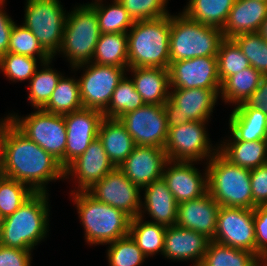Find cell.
Listing matches in <instances>:
<instances>
[{
  "label": "cell",
  "instance_id": "52a82bcc",
  "mask_svg": "<svg viewBox=\"0 0 267 266\" xmlns=\"http://www.w3.org/2000/svg\"><path fill=\"white\" fill-rule=\"evenodd\" d=\"M100 35L94 7L90 3L78 6L67 14L58 52H63L72 68L90 63Z\"/></svg>",
  "mask_w": 267,
  "mask_h": 266
},
{
  "label": "cell",
  "instance_id": "ab89813d",
  "mask_svg": "<svg viewBox=\"0 0 267 266\" xmlns=\"http://www.w3.org/2000/svg\"><path fill=\"white\" fill-rule=\"evenodd\" d=\"M250 65L267 76V40L259 33L240 34L233 38Z\"/></svg>",
  "mask_w": 267,
  "mask_h": 266
},
{
  "label": "cell",
  "instance_id": "9c48e42d",
  "mask_svg": "<svg viewBox=\"0 0 267 266\" xmlns=\"http://www.w3.org/2000/svg\"><path fill=\"white\" fill-rule=\"evenodd\" d=\"M59 0H27L23 25L53 58L59 51L64 33L66 13Z\"/></svg>",
  "mask_w": 267,
  "mask_h": 266
},
{
  "label": "cell",
  "instance_id": "db71d44e",
  "mask_svg": "<svg viewBox=\"0 0 267 266\" xmlns=\"http://www.w3.org/2000/svg\"><path fill=\"white\" fill-rule=\"evenodd\" d=\"M261 262H260L259 266H267V258L261 260Z\"/></svg>",
  "mask_w": 267,
  "mask_h": 266
},
{
  "label": "cell",
  "instance_id": "9a60e30c",
  "mask_svg": "<svg viewBox=\"0 0 267 266\" xmlns=\"http://www.w3.org/2000/svg\"><path fill=\"white\" fill-rule=\"evenodd\" d=\"M141 189L115 168L87 192L96 200L126 213L131 219L145 213L141 209Z\"/></svg>",
  "mask_w": 267,
  "mask_h": 266
},
{
  "label": "cell",
  "instance_id": "816d5d0a",
  "mask_svg": "<svg viewBox=\"0 0 267 266\" xmlns=\"http://www.w3.org/2000/svg\"><path fill=\"white\" fill-rule=\"evenodd\" d=\"M259 33L267 40V17L262 22Z\"/></svg>",
  "mask_w": 267,
  "mask_h": 266
},
{
  "label": "cell",
  "instance_id": "7a4b0ae2",
  "mask_svg": "<svg viewBox=\"0 0 267 266\" xmlns=\"http://www.w3.org/2000/svg\"><path fill=\"white\" fill-rule=\"evenodd\" d=\"M171 15L134 21L127 32L129 68H165L170 65Z\"/></svg>",
  "mask_w": 267,
  "mask_h": 266
},
{
  "label": "cell",
  "instance_id": "44dd1931",
  "mask_svg": "<svg viewBox=\"0 0 267 266\" xmlns=\"http://www.w3.org/2000/svg\"><path fill=\"white\" fill-rule=\"evenodd\" d=\"M211 239L206 235L177 225L168 226L164 237L162 255L172 260H194L199 266L208 249Z\"/></svg>",
  "mask_w": 267,
  "mask_h": 266
},
{
  "label": "cell",
  "instance_id": "5b68a950",
  "mask_svg": "<svg viewBox=\"0 0 267 266\" xmlns=\"http://www.w3.org/2000/svg\"><path fill=\"white\" fill-rule=\"evenodd\" d=\"M206 168L208 192L219 206L253 209L249 169L231 163L219 151Z\"/></svg>",
  "mask_w": 267,
  "mask_h": 266
},
{
  "label": "cell",
  "instance_id": "3957f363",
  "mask_svg": "<svg viewBox=\"0 0 267 266\" xmlns=\"http://www.w3.org/2000/svg\"><path fill=\"white\" fill-rule=\"evenodd\" d=\"M47 194L34 193L13 214L4 218L0 245L32 251L46 237L50 212Z\"/></svg>",
  "mask_w": 267,
  "mask_h": 266
},
{
  "label": "cell",
  "instance_id": "c3c4849f",
  "mask_svg": "<svg viewBox=\"0 0 267 266\" xmlns=\"http://www.w3.org/2000/svg\"><path fill=\"white\" fill-rule=\"evenodd\" d=\"M236 107H251L267 112V76H264L261 79L258 88L246 99V101Z\"/></svg>",
  "mask_w": 267,
  "mask_h": 266
},
{
  "label": "cell",
  "instance_id": "4316f807",
  "mask_svg": "<svg viewBox=\"0 0 267 266\" xmlns=\"http://www.w3.org/2000/svg\"><path fill=\"white\" fill-rule=\"evenodd\" d=\"M229 129L239 141L267 140V112L251 107H235Z\"/></svg>",
  "mask_w": 267,
  "mask_h": 266
},
{
  "label": "cell",
  "instance_id": "277c9868",
  "mask_svg": "<svg viewBox=\"0 0 267 266\" xmlns=\"http://www.w3.org/2000/svg\"><path fill=\"white\" fill-rule=\"evenodd\" d=\"M71 192L87 243L107 245L129 235L131 218L126 213L96 200L87 191Z\"/></svg>",
  "mask_w": 267,
  "mask_h": 266
},
{
  "label": "cell",
  "instance_id": "5bb4252c",
  "mask_svg": "<svg viewBox=\"0 0 267 266\" xmlns=\"http://www.w3.org/2000/svg\"><path fill=\"white\" fill-rule=\"evenodd\" d=\"M119 120L137 146L164 148L169 129L163 105L145 104Z\"/></svg>",
  "mask_w": 267,
  "mask_h": 266
},
{
  "label": "cell",
  "instance_id": "30bf717a",
  "mask_svg": "<svg viewBox=\"0 0 267 266\" xmlns=\"http://www.w3.org/2000/svg\"><path fill=\"white\" fill-rule=\"evenodd\" d=\"M205 124L206 121H188L178 127L168 128L164 146L168 160L197 162L207 157L208 162L218 152V147L212 148Z\"/></svg>",
  "mask_w": 267,
  "mask_h": 266
},
{
  "label": "cell",
  "instance_id": "b9f144b4",
  "mask_svg": "<svg viewBox=\"0 0 267 266\" xmlns=\"http://www.w3.org/2000/svg\"><path fill=\"white\" fill-rule=\"evenodd\" d=\"M109 245L107 250L109 266H139L146 258L130 235L117 239Z\"/></svg>",
  "mask_w": 267,
  "mask_h": 266
},
{
  "label": "cell",
  "instance_id": "cb8c5ba5",
  "mask_svg": "<svg viewBox=\"0 0 267 266\" xmlns=\"http://www.w3.org/2000/svg\"><path fill=\"white\" fill-rule=\"evenodd\" d=\"M142 190L145 191V201L141 202V208H144V211H147V214L154 219L150 222L166 227L175 225L178 203L163 178L154 181Z\"/></svg>",
  "mask_w": 267,
  "mask_h": 266
},
{
  "label": "cell",
  "instance_id": "d4e9b609",
  "mask_svg": "<svg viewBox=\"0 0 267 266\" xmlns=\"http://www.w3.org/2000/svg\"><path fill=\"white\" fill-rule=\"evenodd\" d=\"M131 79L145 104L163 105L169 98V70L165 68L133 67Z\"/></svg>",
  "mask_w": 267,
  "mask_h": 266
},
{
  "label": "cell",
  "instance_id": "11a10c76",
  "mask_svg": "<svg viewBox=\"0 0 267 266\" xmlns=\"http://www.w3.org/2000/svg\"><path fill=\"white\" fill-rule=\"evenodd\" d=\"M255 1H259V2H265V3H267V0H255Z\"/></svg>",
  "mask_w": 267,
  "mask_h": 266
},
{
  "label": "cell",
  "instance_id": "ba28073f",
  "mask_svg": "<svg viewBox=\"0 0 267 266\" xmlns=\"http://www.w3.org/2000/svg\"><path fill=\"white\" fill-rule=\"evenodd\" d=\"M11 122L28 138L57 159L65 169L67 132L64 115L36 110L25 118L10 115Z\"/></svg>",
  "mask_w": 267,
  "mask_h": 266
},
{
  "label": "cell",
  "instance_id": "681fc988",
  "mask_svg": "<svg viewBox=\"0 0 267 266\" xmlns=\"http://www.w3.org/2000/svg\"><path fill=\"white\" fill-rule=\"evenodd\" d=\"M5 0H0V57L8 52L9 39L14 21L2 10Z\"/></svg>",
  "mask_w": 267,
  "mask_h": 266
},
{
  "label": "cell",
  "instance_id": "f5cc1de1",
  "mask_svg": "<svg viewBox=\"0 0 267 266\" xmlns=\"http://www.w3.org/2000/svg\"><path fill=\"white\" fill-rule=\"evenodd\" d=\"M3 222H4V216L0 212V230H1V227H2Z\"/></svg>",
  "mask_w": 267,
  "mask_h": 266
},
{
  "label": "cell",
  "instance_id": "d6986e66",
  "mask_svg": "<svg viewBox=\"0 0 267 266\" xmlns=\"http://www.w3.org/2000/svg\"><path fill=\"white\" fill-rule=\"evenodd\" d=\"M115 168L97 137L82 155L64 169V175L65 178H69L68 175H71L78 179V190L75 191H87Z\"/></svg>",
  "mask_w": 267,
  "mask_h": 266
},
{
  "label": "cell",
  "instance_id": "484cf974",
  "mask_svg": "<svg viewBox=\"0 0 267 266\" xmlns=\"http://www.w3.org/2000/svg\"><path fill=\"white\" fill-rule=\"evenodd\" d=\"M98 138L116 168L123 163L136 146L119 119L104 118L99 128Z\"/></svg>",
  "mask_w": 267,
  "mask_h": 266
},
{
  "label": "cell",
  "instance_id": "60d3db41",
  "mask_svg": "<svg viewBox=\"0 0 267 266\" xmlns=\"http://www.w3.org/2000/svg\"><path fill=\"white\" fill-rule=\"evenodd\" d=\"M33 194L29 186L0 174V212L4 218L13 214Z\"/></svg>",
  "mask_w": 267,
  "mask_h": 266
},
{
  "label": "cell",
  "instance_id": "ac0fdd59",
  "mask_svg": "<svg viewBox=\"0 0 267 266\" xmlns=\"http://www.w3.org/2000/svg\"><path fill=\"white\" fill-rule=\"evenodd\" d=\"M167 161L164 148L136 145L118 168L133 184L143 189L162 178Z\"/></svg>",
  "mask_w": 267,
  "mask_h": 266
},
{
  "label": "cell",
  "instance_id": "8d00e7d4",
  "mask_svg": "<svg viewBox=\"0 0 267 266\" xmlns=\"http://www.w3.org/2000/svg\"><path fill=\"white\" fill-rule=\"evenodd\" d=\"M51 62L52 59L41 63V66H44L43 69L36 70L29 81L28 100L35 109H42L48 103L62 76L57 70L55 71L49 66Z\"/></svg>",
  "mask_w": 267,
  "mask_h": 266
},
{
  "label": "cell",
  "instance_id": "e575fe53",
  "mask_svg": "<svg viewBox=\"0 0 267 266\" xmlns=\"http://www.w3.org/2000/svg\"><path fill=\"white\" fill-rule=\"evenodd\" d=\"M99 1V2H98ZM102 0H95L91 5L95 9L101 34L103 33H127L133 26V19L129 16L124 6L114 0L109 7L103 6Z\"/></svg>",
  "mask_w": 267,
  "mask_h": 266
},
{
  "label": "cell",
  "instance_id": "4dcf8cb0",
  "mask_svg": "<svg viewBox=\"0 0 267 266\" xmlns=\"http://www.w3.org/2000/svg\"><path fill=\"white\" fill-rule=\"evenodd\" d=\"M264 76L252 66L239 73L227 77L220 87L222 99L225 102L239 105L258 88Z\"/></svg>",
  "mask_w": 267,
  "mask_h": 266
},
{
  "label": "cell",
  "instance_id": "f907efd6",
  "mask_svg": "<svg viewBox=\"0 0 267 266\" xmlns=\"http://www.w3.org/2000/svg\"><path fill=\"white\" fill-rule=\"evenodd\" d=\"M11 121L10 116H7L4 118V120H0V163H1V144H2V137L5 131V128L7 127L8 123Z\"/></svg>",
  "mask_w": 267,
  "mask_h": 266
},
{
  "label": "cell",
  "instance_id": "ffe728a7",
  "mask_svg": "<svg viewBox=\"0 0 267 266\" xmlns=\"http://www.w3.org/2000/svg\"><path fill=\"white\" fill-rule=\"evenodd\" d=\"M193 165V162L170 160L165 164L162 178L178 204L199 198L208 192L207 168L205 176H202Z\"/></svg>",
  "mask_w": 267,
  "mask_h": 266
},
{
  "label": "cell",
  "instance_id": "7bdbcfd3",
  "mask_svg": "<svg viewBox=\"0 0 267 266\" xmlns=\"http://www.w3.org/2000/svg\"><path fill=\"white\" fill-rule=\"evenodd\" d=\"M37 58L6 53L0 57V69L11 81H24L31 79L37 70Z\"/></svg>",
  "mask_w": 267,
  "mask_h": 266
},
{
  "label": "cell",
  "instance_id": "4fadbf2b",
  "mask_svg": "<svg viewBox=\"0 0 267 266\" xmlns=\"http://www.w3.org/2000/svg\"><path fill=\"white\" fill-rule=\"evenodd\" d=\"M254 210L220 206L215 242L256 254Z\"/></svg>",
  "mask_w": 267,
  "mask_h": 266
},
{
  "label": "cell",
  "instance_id": "f1b7e54d",
  "mask_svg": "<svg viewBox=\"0 0 267 266\" xmlns=\"http://www.w3.org/2000/svg\"><path fill=\"white\" fill-rule=\"evenodd\" d=\"M92 61L98 65L128 69L127 33L101 34L96 44Z\"/></svg>",
  "mask_w": 267,
  "mask_h": 266
},
{
  "label": "cell",
  "instance_id": "d590c367",
  "mask_svg": "<svg viewBox=\"0 0 267 266\" xmlns=\"http://www.w3.org/2000/svg\"><path fill=\"white\" fill-rule=\"evenodd\" d=\"M144 105L142 96L136 91L133 81L124 76L115 88L107 109L103 112L104 118L119 119L122 115Z\"/></svg>",
  "mask_w": 267,
  "mask_h": 266
},
{
  "label": "cell",
  "instance_id": "83f0119b",
  "mask_svg": "<svg viewBox=\"0 0 267 266\" xmlns=\"http://www.w3.org/2000/svg\"><path fill=\"white\" fill-rule=\"evenodd\" d=\"M230 136V142L218 146V151L227 160L249 170L267 164V140L239 141Z\"/></svg>",
  "mask_w": 267,
  "mask_h": 266
},
{
  "label": "cell",
  "instance_id": "74e56055",
  "mask_svg": "<svg viewBox=\"0 0 267 266\" xmlns=\"http://www.w3.org/2000/svg\"><path fill=\"white\" fill-rule=\"evenodd\" d=\"M218 76L221 83L229 76L250 67L249 60L233 39L224 38L217 53Z\"/></svg>",
  "mask_w": 267,
  "mask_h": 266
},
{
  "label": "cell",
  "instance_id": "f35d334b",
  "mask_svg": "<svg viewBox=\"0 0 267 266\" xmlns=\"http://www.w3.org/2000/svg\"><path fill=\"white\" fill-rule=\"evenodd\" d=\"M8 53L39 57L38 60L40 59L41 63L53 59L28 28L24 25L18 26L15 23L9 39Z\"/></svg>",
  "mask_w": 267,
  "mask_h": 266
},
{
  "label": "cell",
  "instance_id": "6da1fadb",
  "mask_svg": "<svg viewBox=\"0 0 267 266\" xmlns=\"http://www.w3.org/2000/svg\"><path fill=\"white\" fill-rule=\"evenodd\" d=\"M0 174L29 185L34 193H47L49 181L65 178L60 162L11 121L2 137Z\"/></svg>",
  "mask_w": 267,
  "mask_h": 266
},
{
  "label": "cell",
  "instance_id": "bcb514c9",
  "mask_svg": "<svg viewBox=\"0 0 267 266\" xmlns=\"http://www.w3.org/2000/svg\"><path fill=\"white\" fill-rule=\"evenodd\" d=\"M253 209L256 206L267 205V164L250 170Z\"/></svg>",
  "mask_w": 267,
  "mask_h": 266
},
{
  "label": "cell",
  "instance_id": "836d02e7",
  "mask_svg": "<svg viewBox=\"0 0 267 266\" xmlns=\"http://www.w3.org/2000/svg\"><path fill=\"white\" fill-rule=\"evenodd\" d=\"M83 109L80 98L79 82L76 79L61 76L43 111L65 115Z\"/></svg>",
  "mask_w": 267,
  "mask_h": 266
},
{
  "label": "cell",
  "instance_id": "f546056e",
  "mask_svg": "<svg viewBox=\"0 0 267 266\" xmlns=\"http://www.w3.org/2000/svg\"><path fill=\"white\" fill-rule=\"evenodd\" d=\"M183 13L202 24L223 29L235 0H189Z\"/></svg>",
  "mask_w": 267,
  "mask_h": 266
},
{
  "label": "cell",
  "instance_id": "8fae6325",
  "mask_svg": "<svg viewBox=\"0 0 267 266\" xmlns=\"http://www.w3.org/2000/svg\"><path fill=\"white\" fill-rule=\"evenodd\" d=\"M218 95L212 89L189 88L170 91L163 104L168 128L188 121H207L216 105Z\"/></svg>",
  "mask_w": 267,
  "mask_h": 266
},
{
  "label": "cell",
  "instance_id": "2e32d148",
  "mask_svg": "<svg viewBox=\"0 0 267 266\" xmlns=\"http://www.w3.org/2000/svg\"><path fill=\"white\" fill-rule=\"evenodd\" d=\"M170 89H212L218 96L221 81L216 56L195 57L169 65Z\"/></svg>",
  "mask_w": 267,
  "mask_h": 266
},
{
  "label": "cell",
  "instance_id": "8992f818",
  "mask_svg": "<svg viewBox=\"0 0 267 266\" xmlns=\"http://www.w3.org/2000/svg\"><path fill=\"white\" fill-rule=\"evenodd\" d=\"M223 39L220 28L192 20L183 12L178 16L171 15L170 62L217 56Z\"/></svg>",
  "mask_w": 267,
  "mask_h": 266
},
{
  "label": "cell",
  "instance_id": "7dc6e473",
  "mask_svg": "<svg viewBox=\"0 0 267 266\" xmlns=\"http://www.w3.org/2000/svg\"><path fill=\"white\" fill-rule=\"evenodd\" d=\"M31 250L0 245V266H31Z\"/></svg>",
  "mask_w": 267,
  "mask_h": 266
},
{
  "label": "cell",
  "instance_id": "603a6c76",
  "mask_svg": "<svg viewBox=\"0 0 267 266\" xmlns=\"http://www.w3.org/2000/svg\"><path fill=\"white\" fill-rule=\"evenodd\" d=\"M267 17V3L255 0H235L222 29L224 38L233 39L240 34L259 32Z\"/></svg>",
  "mask_w": 267,
  "mask_h": 266
},
{
  "label": "cell",
  "instance_id": "ee69618b",
  "mask_svg": "<svg viewBox=\"0 0 267 266\" xmlns=\"http://www.w3.org/2000/svg\"><path fill=\"white\" fill-rule=\"evenodd\" d=\"M133 21L155 19L170 15L166 10L168 0H118Z\"/></svg>",
  "mask_w": 267,
  "mask_h": 266
},
{
  "label": "cell",
  "instance_id": "e0dca14e",
  "mask_svg": "<svg viewBox=\"0 0 267 266\" xmlns=\"http://www.w3.org/2000/svg\"><path fill=\"white\" fill-rule=\"evenodd\" d=\"M103 119V112L86 108L64 115L67 132L65 168L82 155L90 143L98 137Z\"/></svg>",
  "mask_w": 267,
  "mask_h": 266
},
{
  "label": "cell",
  "instance_id": "1f68e13d",
  "mask_svg": "<svg viewBox=\"0 0 267 266\" xmlns=\"http://www.w3.org/2000/svg\"><path fill=\"white\" fill-rule=\"evenodd\" d=\"M143 215L130 220L129 235L147 258L158 252L162 254L167 227L149 221L143 222Z\"/></svg>",
  "mask_w": 267,
  "mask_h": 266
},
{
  "label": "cell",
  "instance_id": "f6af8a7d",
  "mask_svg": "<svg viewBox=\"0 0 267 266\" xmlns=\"http://www.w3.org/2000/svg\"><path fill=\"white\" fill-rule=\"evenodd\" d=\"M256 255L267 258V205L256 206L254 209Z\"/></svg>",
  "mask_w": 267,
  "mask_h": 266
},
{
  "label": "cell",
  "instance_id": "d6a6232c",
  "mask_svg": "<svg viewBox=\"0 0 267 266\" xmlns=\"http://www.w3.org/2000/svg\"><path fill=\"white\" fill-rule=\"evenodd\" d=\"M260 261L254 253L211 240L199 266H259Z\"/></svg>",
  "mask_w": 267,
  "mask_h": 266
},
{
  "label": "cell",
  "instance_id": "7402d4cb",
  "mask_svg": "<svg viewBox=\"0 0 267 266\" xmlns=\"http://www.w3.org/2000/svg\"><path fill=\"white\" fill-rule=\"evenodd\" d=\"M220 206L209 192L199 198L178 204L175 225L214 238Z\"/></svg>",
  "mask_w": 267,
  "mask_h": 266
},
{
  "label": "cell",
  "instance_id": "7c38bea8",
  "mask_svg": "<svg viewBox=\"0 0 267 266\" xmlns=\"http://www.w3.org/2000/svg\"><path fill=\"white\" fill-rule=\"evenodd\" d=\"M82 67L87 68L78 79L83 108L104 112L111 101L115 88L126 75L124 72L127 69L98 65L93 62L76 66L74 69Z\"/></svg>",
  "mask_w": 267,
  "mask_h": 266
}]
</instances>
